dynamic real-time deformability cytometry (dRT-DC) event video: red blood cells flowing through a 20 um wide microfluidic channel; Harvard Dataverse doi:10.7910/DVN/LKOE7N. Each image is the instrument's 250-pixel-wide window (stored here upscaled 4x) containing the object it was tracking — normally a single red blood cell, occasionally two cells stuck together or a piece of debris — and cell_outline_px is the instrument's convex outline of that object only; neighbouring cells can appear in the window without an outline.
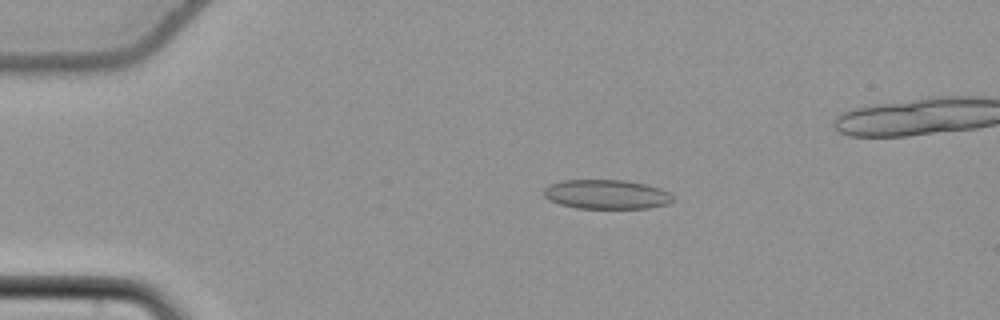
{"species": "common noctule bat (a hibernating species)", "species_latin": "Nyctalus noctula", "temperature_condition": "cold", "stored_images_in_passage": 54, "camera_frame_rate_fps": 3000, "um_per_image_px": 0.085, "animal": {"sex": "female", "body_mass_g": 22.7, "forearm_length_mm": 54.2}, "frame": {"image": 1, "passage_image": 13, "time_ms": 4.0, "image_size_px": [1000, 320], "cell_outline_px": [[672, 200], [668, 204], [648, 208], [576, 208], [560, 204], [548, 200], [544, 196], [544, 188], [548, 184], [564, 180], [628, 180], [648, 184], [660, 188], [668, 192], [672, 196]], "centroid_in_image_um": [51.53, 16.51], "position_along_channel_um": 33.5, "area_um2": 22.2}}
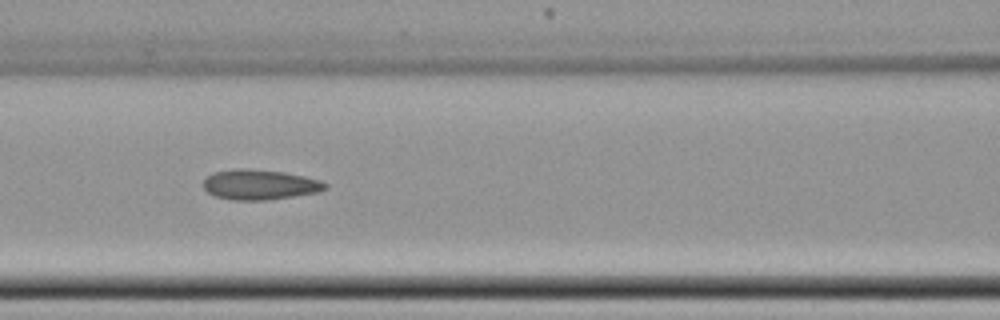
{"frame": {"image": 2, "passage_image": 26, "time_ms": 8.333, "image_size_px": [1000, 320], "cell_outline_px": [[328, 188], [320, 192], [268, 200], [232, 200], [216, 196], [208, 192], [204, 188], [204, 180], [212, 172], [236, 168], [248, 168], [284, 172], [304, 176], [320, 180], [328, 184]], "centroid_in_image_um": [22.1, 15.69], "position_along_channel_um": 144.5, "area_um2": 21.56}}
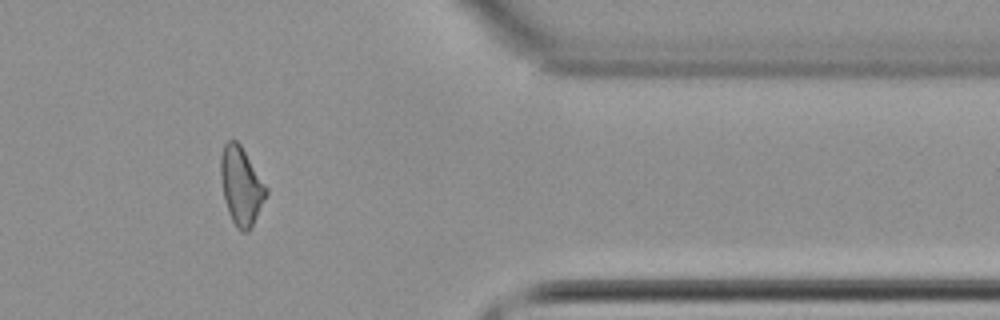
{"frame": {"image": 3, "passage_image": 47, "time_ms": 15.333, "image_size_px": [1000, 320], "cell_outline_px": [[268, 192], [248, 232], [240, 232], [236, 228], [228, 212], [224, 200], [220, 176], [220, 156], [224, 144], [228, 140], [236, 140], [240, 144], [268, 188]], "centroid_in_image_um": [20.47, 15.79], "position_along_channel_um": 390.9, "area_um2": 20.58}, "authors_computed_cell_mechanics": {"area_um2": 21.386, "velocity_mm_per_s": 3.8067, "shape_relaxation_time_tau1_ms": null, "shape_relaxation_time_tau2_ms": 3.5892, "deformation_change_tau1": null, "deformation_change_tau2": 0.1042}}